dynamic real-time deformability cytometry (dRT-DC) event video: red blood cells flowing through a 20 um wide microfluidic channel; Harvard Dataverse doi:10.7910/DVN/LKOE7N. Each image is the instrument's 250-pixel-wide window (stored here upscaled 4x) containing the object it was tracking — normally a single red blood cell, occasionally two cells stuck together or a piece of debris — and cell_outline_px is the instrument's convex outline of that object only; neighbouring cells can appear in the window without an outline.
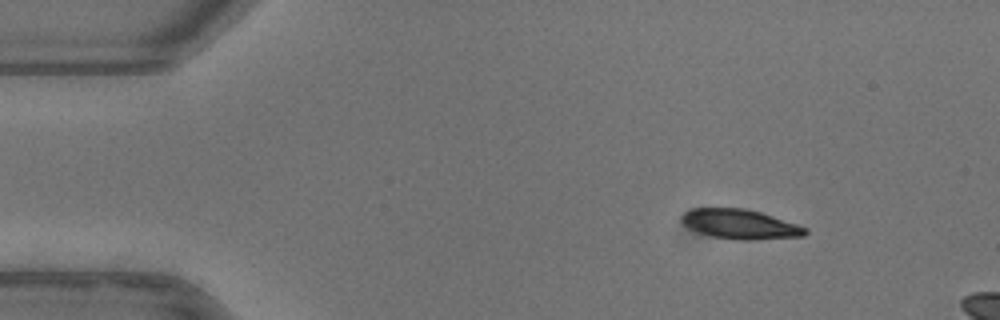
{"species": "common noctule bat (a hibernating species)", "species_latin": "Nyctalus noctula", "temperature_condition": "warm", "stored_images_in_passage": 9, "camera_frame_rate_fps": 3000, "um_per_image_px": 0.085, "animal": {"sex": "female"}, "frame": {"image": 1, "passage_image": 1, "time_ms": 0.0, "image_size_px": [1000, 320], "cell_outline_px": [[808, 232], [804, 236], [752, 240], [740, 240], [712, 236], [688, 228], [680, 220], [680, 216], [684, 212], [692, 208], [744, 208], [760, 212], [808, 228]], "centroid_in_image_um": [62.89, 19.05], "position_along_channel_um": 22.1, "area_um2": 21.27}}